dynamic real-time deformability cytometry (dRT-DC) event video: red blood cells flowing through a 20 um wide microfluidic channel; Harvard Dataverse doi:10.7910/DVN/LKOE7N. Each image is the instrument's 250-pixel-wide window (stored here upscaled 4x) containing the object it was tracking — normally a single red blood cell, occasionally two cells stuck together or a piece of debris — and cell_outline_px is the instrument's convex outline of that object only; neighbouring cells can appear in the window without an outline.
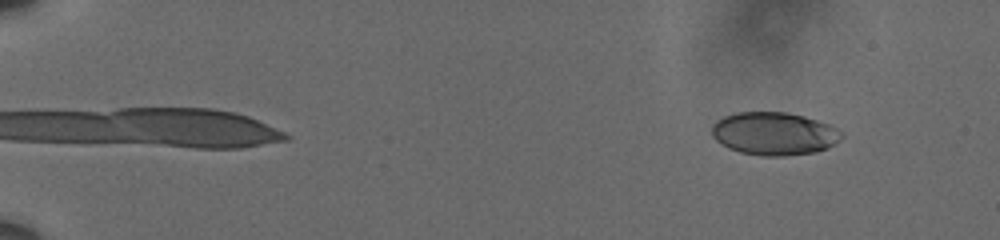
{"species": "human", "species_latin": "Homo sapiens", "temperature_condition": "cold", "stored_images_in_passage": 55, "camera_frame_rate_fps": 3000, "um_per_image_px": 0.085, "donor": {"sex": "male"}, "frame": {"image": 1, "passage_image": 2, "time_ms": 0.333, "image_size_px": [1000, 240], "cell_outline_px": [[844, 136], [840, 140], [828, 148], [816, 152], [784, 156], [760, 156], [740, 152], [728, 148], [716, 140], [712, 136], [712, 124], [716, 120], [724, 116], [736, 112], [788, 112], [804, 116], [832, 124], [844, 132]], "centroid_in_image_um": [65.84, 11.35], "position_along_channel_um": 19.2, "area_um2": 33.0}}
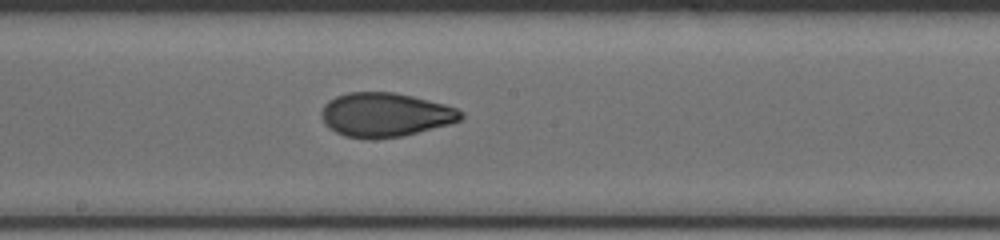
{"frame": {"image": 2, "passage_image": 31, "time_ms": 10.0, "image_size_px": [1000, 240], "cell_outline_px": [[464, 116], [460, 120], [448, 124], [400, 136], [372, 140], [368, 140], [344, 136], [328, 128], [324, 124], [320, 116], [320, 112], [324, 104], [328, 100], [336, 96], [348, 92], [392, 92], [412, 96], [444, 104], [456, 108], [464, 112]], "centroid_in_image_um": [32.68, 9.76], "position_along_channel_um": 215.5, "area_um2": 35.95}}
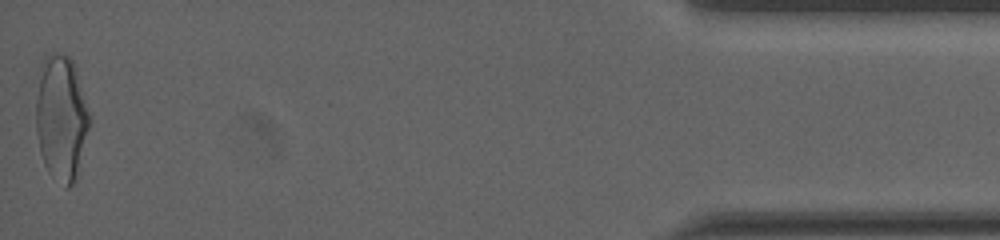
{"frame": {"image": 3, "passage_image": 55, "time_ms": 18.0, "image_size_px": [1000, 240], "cell_outline_px": [[88, 128], [76, 176], [72, 184], [68, 188], [64, 188], [48, 172], [44, 164], [40, 152], [36, 132], [36, 100], [40, 64], [44, 56], [52, 52], [68, 56], [72, 60], [76, 72], [88, 112]], "centroid_in_image_um": [5.15, 10.01], "position_along_channel_um": 430.1, "area_um2": 38.49}, "authors_computed_cell_mechanics": {"area_um2": 35.0846, "velocity_mm_per_s": 3.6215, "shape_relaxation_time_tau1_ms": 6.8598, "shape_relaxation_time_tau2_ms": 1.7433, "deformation_change_tau1": 0.1683, "deformation_change_tau2": 0.0625}}